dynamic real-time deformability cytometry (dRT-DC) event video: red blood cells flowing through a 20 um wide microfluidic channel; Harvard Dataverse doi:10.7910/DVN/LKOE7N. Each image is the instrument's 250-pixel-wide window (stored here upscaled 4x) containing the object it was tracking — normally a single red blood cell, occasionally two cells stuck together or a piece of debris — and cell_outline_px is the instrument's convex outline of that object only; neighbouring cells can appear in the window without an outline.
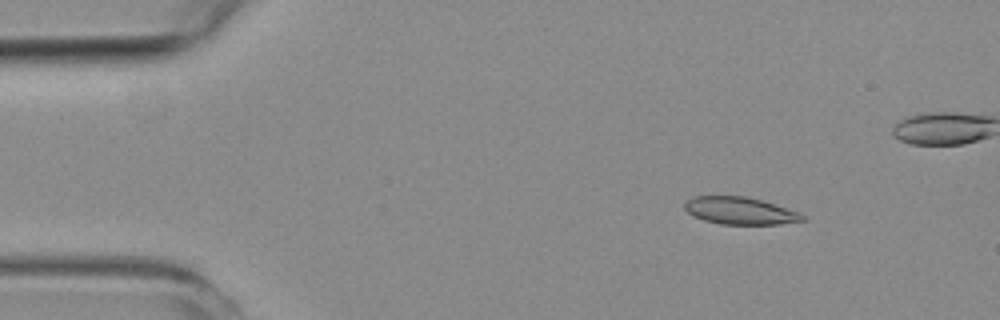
{"species": "common noctule bat (a hibernating species)", "species_latin": "Nyctalus noctula", "temperature_condition": "room temperature", "stored_images_in_passage": 4, "camera_frame_rate_fps": 3000, "um_per_image_px": 0.085, "animal": {"sex": "female", "body_mass_g": 19.3, "forearm_length_mm": 54.1}, "frame": {"image": 1, "passage_image": 1, "time_ms": 0.0, "image_size_px": [1000, 320], "cell_outline_px": [[808, 220], [780, 224], [720, 224], [704, 220], [692, 216], [684, 208], [684, 204], [692, 196], [744, 196], [764, 200], [800, 212], [808, 216]], "centroid_in_image_um": [62.96, 17.91], "position_along_channel_um": 22.0, "area_um2": 19.07}}